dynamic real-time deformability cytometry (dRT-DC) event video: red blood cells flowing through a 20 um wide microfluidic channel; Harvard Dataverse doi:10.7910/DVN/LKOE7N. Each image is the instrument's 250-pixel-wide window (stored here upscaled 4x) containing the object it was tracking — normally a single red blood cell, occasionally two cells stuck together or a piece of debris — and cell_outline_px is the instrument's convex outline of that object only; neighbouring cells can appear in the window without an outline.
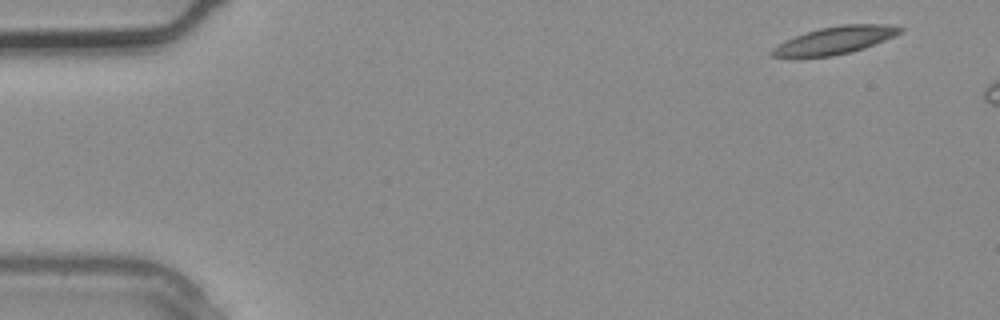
{"species": "common noctule bat (a hibernating species)", "species_latin": "Nyctalus noctula", "temperature_condition": "warm", "stored_images_in_passage": 4, "camera_frame_rate_fps": 3000, "um_per_image_px": 0.085, "animal": {"sex": "male", "body_mass_g": 20.4}, "frame": {"image": 1, "passage_image": 1, "time_ms": 0.0, "image_size_px": [1000, 320], "cell_outline_px": [[904, 28], [896, 36], [864, 48], [852, 52], [832, 56], [800, 60], [772, 56], [768, 52], [772, 48], [784, 40], [820, 28], [844, 24], [888, 24]], "centroid_in_image_um": [70.89, 3.47], "position_along_channel_um": 14.1, "area_um2": 21.15}}
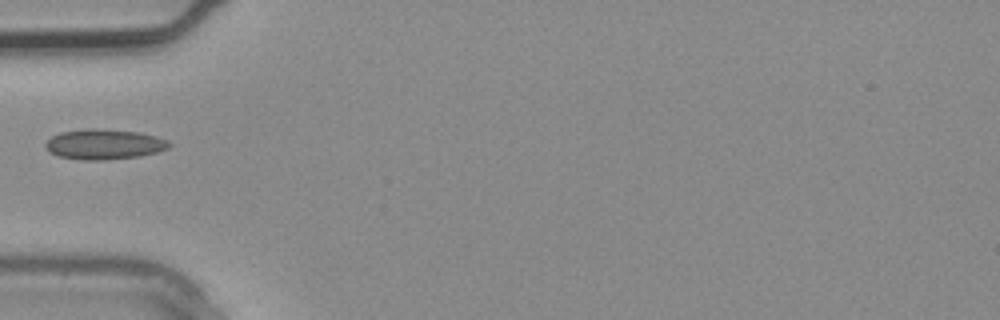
{"frame": {"image": 2, "passage_image": 4, "time_ms": 1.0, "image_size_px": [1000, 320], "cell_outline_px": [[172, 144], [168, 148], [156, 152], [140, 156], [104, 160], [84, 160], [60, 156], [52, 152], [44, 144], [52, 136], [60, 132], [88, 128], [96, 128], [136, 132], [156, 136], [168, 140]], "centroid_in_image_um": [8.88, 12.26], "position_along_channel_um": 76.1, "area_um2": 21.56}}